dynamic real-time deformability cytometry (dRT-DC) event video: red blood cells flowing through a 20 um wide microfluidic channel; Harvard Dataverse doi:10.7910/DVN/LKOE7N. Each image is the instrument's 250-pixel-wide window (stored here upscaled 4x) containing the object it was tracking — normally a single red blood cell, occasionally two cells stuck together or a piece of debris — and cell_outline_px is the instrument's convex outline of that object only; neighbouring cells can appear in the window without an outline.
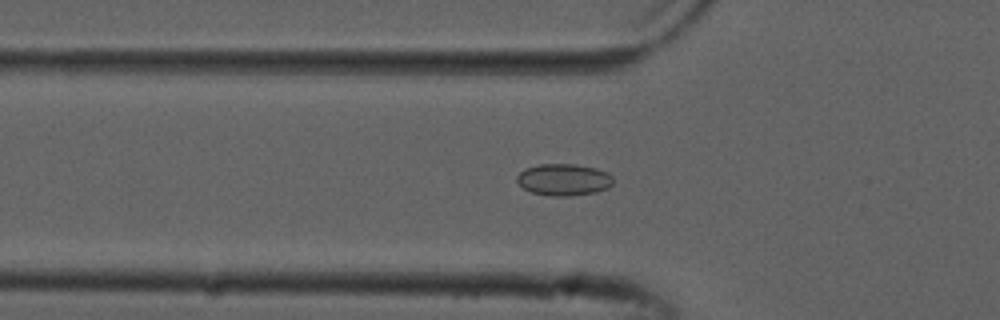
{"species": "common noctule bat (a hibernating species)", "species_latin": "Nyctalus noctula", "temperature_condition": "cold", "stored_images_in_passage": 38, "camera_frame_rate_fps": 3000, "um_per_image_px": 0.085, "animal": {"sex": "male", "forearm_length_mm": 52.5}, "frame": {"image": 1, "passage_image": 7, "time_ms": 2.0, "image_size_px": [1000, 320], "cell_outline_px": [[612, 184], [608, 188], [596, 192], [568, 196], [552, 196], [532, 192], [524, 188], [516, 180], [516, 176], [524, 168], [540, 164], [576, 164], [596, 168], [608, 172], [612, 176]], "centroid_in_image_um": [47.92, 15.26], "position_along_channel_um": 77.9, "area_um2": 17.86}}
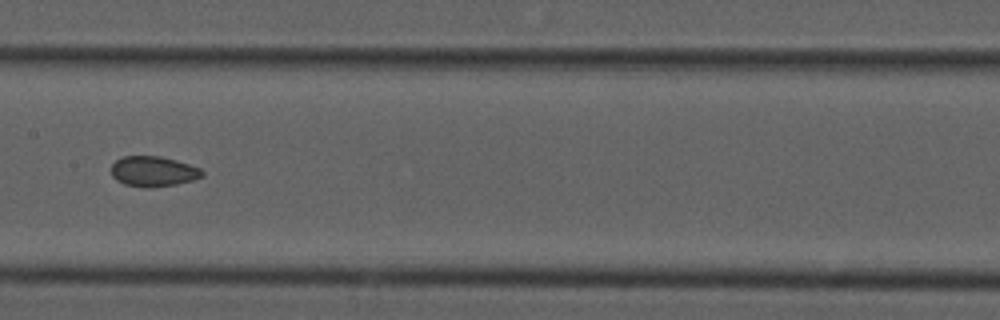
{"frame": {"image": 2, "passage_image": 16, "time_ms": 5.0, "image_size_px": [1000, 320], "cell_outline_px": [[204, 176], [192, 180], [176, 184], [148, 188], [124, 184], [116, 180], [112, 176], [112, 164], [116, 160], [124, 156], [160, 156], [176, 160], [200, 168], [204, 172]], "centroid_in_image_um": [13.03, 14.57], "position_along_channel_um": 194.4, "area_um2": 16.01}}
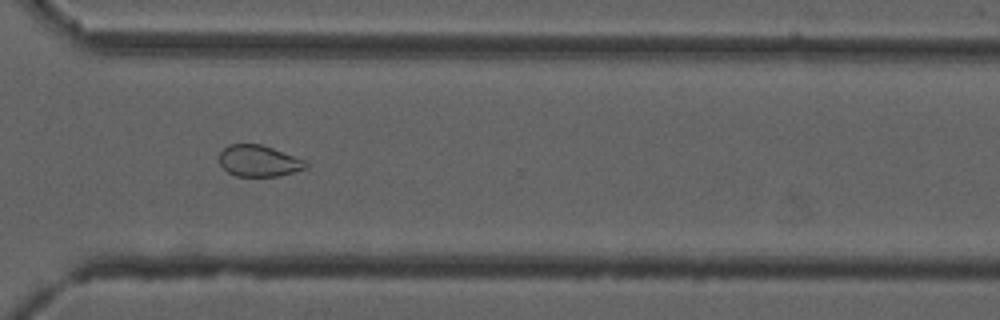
{"frame": {"image": 3, "passage_image": 28, "time_ms": 9.0, "image_size_px": [1000, 320], "cell_outline_px": [[308, 168], [276, 176], [236, 176], [228, 172], [220, 164], [220, 152], [228, 144], [260, 144], [308, 160]], "centroid_in_image_um": [22.03, 13.67], "position_along_channel_um": 348.6, "area_um2": 15.84}, "authors_computed_cell_mechanics": {"area_um2": 15.9528, "velocity_mm_per_s": 3.8643, "shape_relaxation_time_tau1_ms": null, "shape_relaxation_time_tau2_ms": 1.9313, "deformation_change_tau1": null, "deformation_change_tau2": 0.061}}